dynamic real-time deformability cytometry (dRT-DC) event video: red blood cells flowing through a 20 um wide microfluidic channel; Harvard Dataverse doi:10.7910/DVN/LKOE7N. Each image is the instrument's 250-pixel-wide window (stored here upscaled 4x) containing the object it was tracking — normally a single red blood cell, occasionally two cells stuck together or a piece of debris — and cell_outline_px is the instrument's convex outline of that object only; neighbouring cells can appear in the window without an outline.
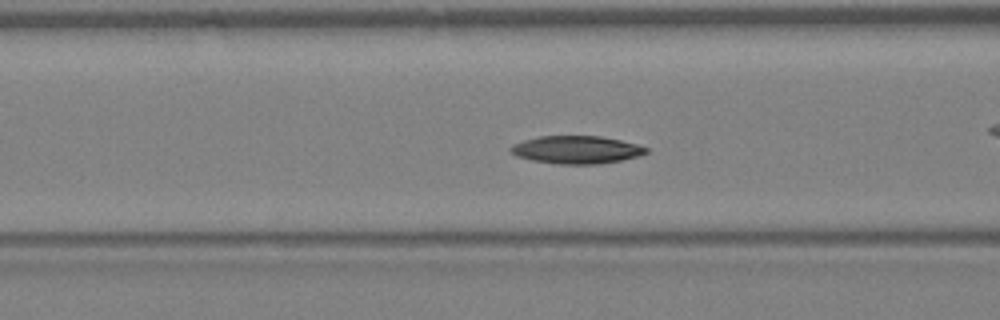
{"species": "Egyptian fruit bat (a non-hibernating species)", "species_latin": "Rousettus aegyptiacus", "temperature_condition": "warm", "stored_images_in_passage": 36, "camera_frame_rate_fps": 3000, "um_per_image_px": 0.085, "animal": {"sex": "female"}, "frame": {"image": 1, "passage_image": 11, "time_ms": 3.333, "image_size_px": [1000, 320], "cell_outline_px": [[648, 152], [640, 156], [620, 160], [596, 164], [556, 164], [532, 160], [516, 156], [508, 152], [508, 148], [512, 144], [524, 140], [540, 136], [600, 136], [620, 140], [636, 144], [648, 148]], "centroid_in_image_um": [48.95, 12.73], "position_along_channel_um": 117.6, "area_um2": 22.02}}
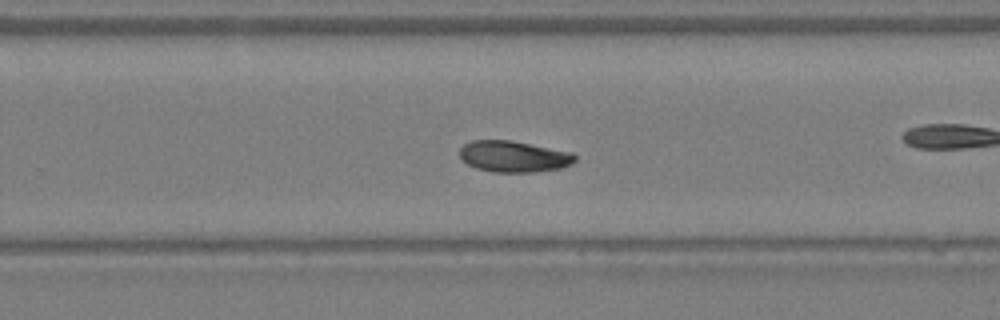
{"frame": {"image": 2, "passage_image": 21, "time_ms": 6.667, "image_size_px": [1000, 320], "cell_outline_px": [[576, 160], [572, 164], [560, 168], [532, 172], [496, 172], [476, 168], [468, 164], [460, 156], [460, 148], [464, 144], [472, 140], [512, 140], [572, 152], [576, 156]], "centroid_in_image_um": [43.68, 13.29], "position_along_channel_um": 286.1, "area_um2": 20.98}}
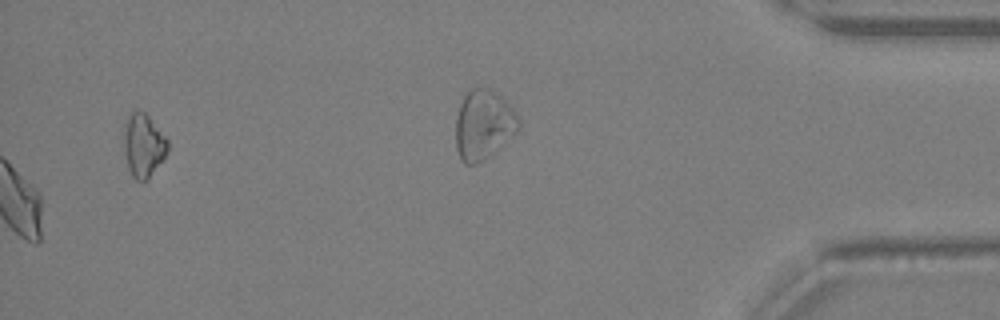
{"frame": {"image": 3, "passage_image": 36, "time_ms": 11.667, "image_size_px": [1000, 320], "cell_outline_px": [[168, 152], [148, 180], [136, 180], [132, 176], [128, 168], [124, 152], [124, 136], [128, 116], [132, 112], [144, 112], [148, 116], [168, 140]], "centroid_in_image_um": [12.2, 12.4], "position_along_channel_um": 423.0, "area_um2": 15.9}}